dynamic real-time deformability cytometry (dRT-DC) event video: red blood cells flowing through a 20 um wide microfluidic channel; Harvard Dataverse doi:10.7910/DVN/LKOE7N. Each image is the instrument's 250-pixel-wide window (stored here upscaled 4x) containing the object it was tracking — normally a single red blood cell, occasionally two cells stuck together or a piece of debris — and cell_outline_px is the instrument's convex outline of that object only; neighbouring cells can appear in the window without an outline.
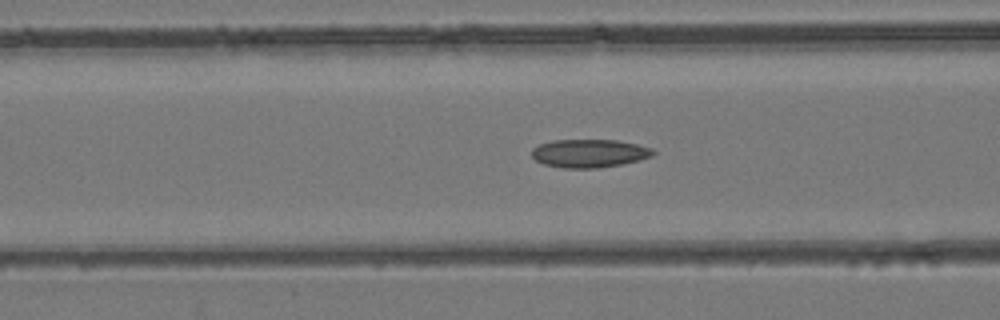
{"species": "common noctule bat (a hibernating species)", "species_latin": "Nyctalus noctula", "temperature_condition": "room temperature", "stored_images_in_passage": 29, "camera_frame_rate_fps": 3000, "um_per_image_px": 0.085, "animal": {"sex": "female", "body_mass_g": 24.6, "forearm_length_mm": 56.2}, "frame": {"image": 1, "passage_image": 10, "time_ms": 3.0, "image_size_px": [1000, 320], "cell_outline_px": [[656, 152], [652, 156], [640, 160], [620, 164], [596, 168], [564, 168], [544, 164], [536, 160], [532, 156], [532, 148], [540, 144], [552, 140], [616, 140], [636, 144], [652, 148]], "centroid_in_image_um": [50.09, 13.03], "position_along_channel_um": 116.5, "area_um2": 19.88}}
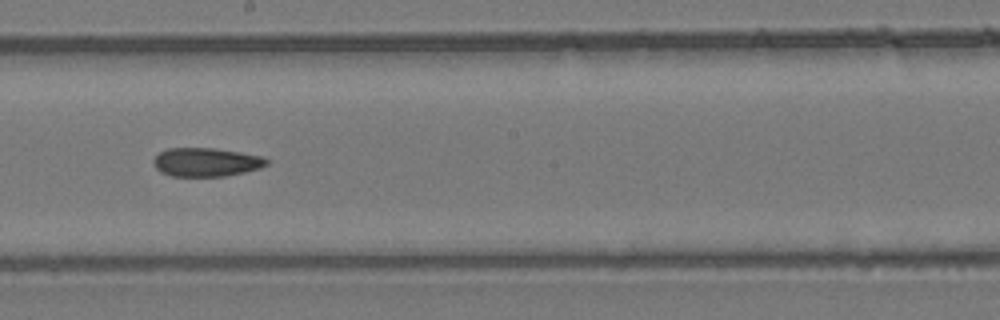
{"frame": {"image": 2, "passage_image": 18, "time_ms": 5.667, "image_size_px": [1000, 320], "cell_outline_px": [[268, 164], [260, 168], [244, 172], [224, 176], [172, 176], [160, 172], [156, 168], [152, 160], [160, 152], [168, 148], [216, 148], [240, 152], [260, 156], [268, 160]], "centroid_in_image_um": [17.51, 13.78], "position_along_channel_um": 230.7, "area_um2": 18.84}}
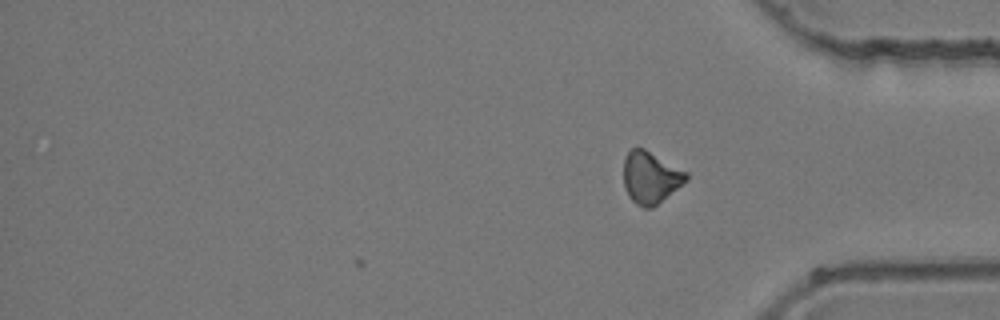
{"frame": {"image": 3, "passage_image": 29, "time_ms": 9.333, "image_size_px": [1000, 320], "cell_outline_px": [[688, 180], [652, 208], [644, 208], [636, 204], [628, 196], [624, 188], [624, 156], [632, 148], [644, 148], [688, 172]], "centroid_in_image_um": [55.29, 15.08], "position_along_channel_um": 379.9, "area_um2": 19.02}}